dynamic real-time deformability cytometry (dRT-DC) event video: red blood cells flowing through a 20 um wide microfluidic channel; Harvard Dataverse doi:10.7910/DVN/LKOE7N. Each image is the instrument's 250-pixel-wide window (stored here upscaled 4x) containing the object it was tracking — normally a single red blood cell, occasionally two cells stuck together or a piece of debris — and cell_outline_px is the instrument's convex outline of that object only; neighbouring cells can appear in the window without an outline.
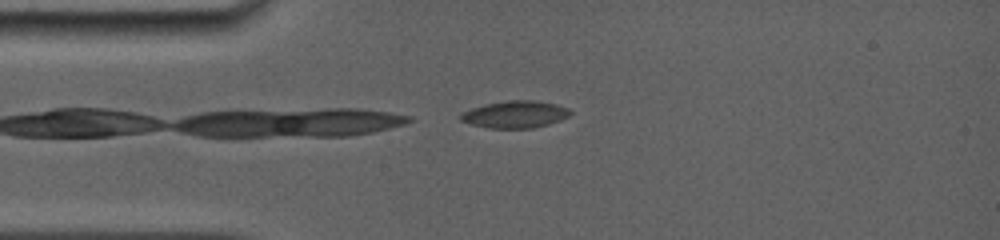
{"species": "common noctule bat (a hibernating species)", "species_latin": "Nyctalus noctula", "temperature_condition": "room temperature", "stored_images_in_passage": 8, "camera_frame_rate_fps": 5000, "um_per_image_px": 0.085, "animal": {"sex": "female", "body_mass_g": 19.0, "forearm_length_mm": 56.7}, "frame": {"image": 1, "passage_image": 3, "time_ms": 0.2, "image_size_px": [1000, 240], "cell_outline_px": [[572, 112], [568, 116], [560, 120], [548, 124], [532, 128], [488, 128], [472, 124], [460, 120], [460, 112], [484, 104], [508, 100], [532, 100], [556, 104], [568, 108]], "centroid_in_image_um": [43.76, 9.72], "position_along_channel_um": 41.2, "area_um2": 17.28}}